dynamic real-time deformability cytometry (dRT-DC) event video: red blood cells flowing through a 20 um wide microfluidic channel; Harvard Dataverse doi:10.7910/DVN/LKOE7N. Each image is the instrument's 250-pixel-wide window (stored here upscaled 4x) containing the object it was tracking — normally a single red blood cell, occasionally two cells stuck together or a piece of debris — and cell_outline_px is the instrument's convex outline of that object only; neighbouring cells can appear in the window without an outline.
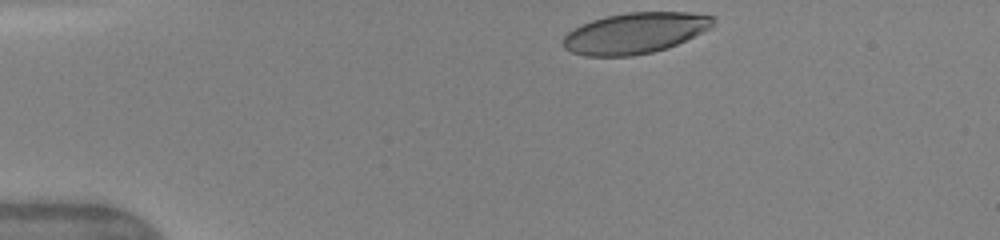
{"species": "human", "species_latin": "Homo sapiens", "temperature_condition": "warm", "stored_images_in_passage": 34, "camera_frame_rate_fps": 3000, "um_per_image_px": 0.085, "donor": {"sex": "female"}, "frame": {"image": 1, "passage_image": 1, "time_ms": 0.0, "image_size_px": [1000, 240], "cell_outline_px": [[716, 20], [712, 28], [668, 48], [652, 52], [632, 56], [584, 56], [572, 52], [564, 48], [564, 36], [568, 32], [580, 24], [592, 20], [608, 16], [628, 12], [688, 12], [716, 16]], "centroid_in_image_um": [54.02, 2.81], "position_along_channel_um": 31.0, "area_um2": 35.89}}
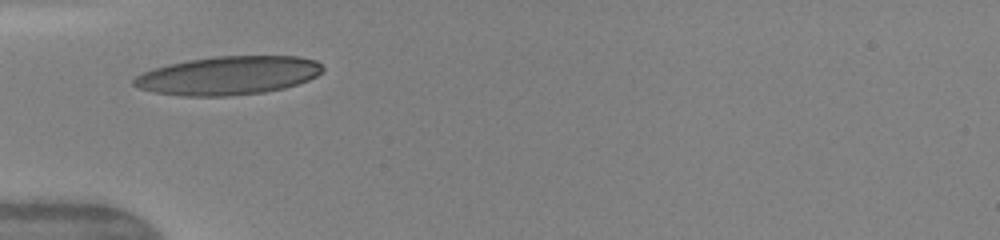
{"frame": {"image": 2, "passage_image": 8, "time_ms": 2.333, "image_size_px": [1000, 240], "cell_outline_px": [[324, 68], [316, 76], [308, 80], [284, 88], [264, 92], [228, 96], [180, 96], [156, 92], [140, 88], [132, 84], [132, 80], [136, 76], [144, 72], [168, 64], [188, 60], [216, 56], [300, 56], [316, 60]], "centroid_in_image_um": [19.42, 6.41], "position_along_channel_um": 65.6, "area_um2": 42.25}}
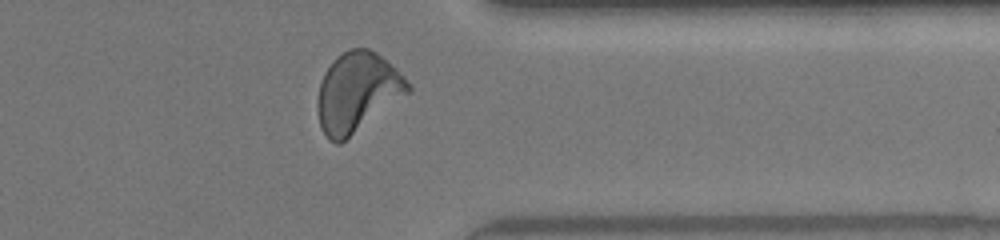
{"frame": {"image": 3, "passage_image": 31, "time_ms": 10.0, "image_size_px": [1000, 240], "cell_outline_px": [[412, 92], [340, 144], [336, 144], [328, 140], [320, 128], [316, 108], [316, 100], [320, 84], [324, 72], [332, 60], [336, 56], [348, 48], [368, 48], [376, 52], [396, 68], [404, 76], [412, 88]], "centroid_in_image_um": [30.36, 7.85], "position_along_channel_um": 381.0, "area_um2": 42.6}, "authors_computed_cell_mechanics": {"area_um2": 39.6219, "velocity_mm_per_s": 4.1866, "shape_relaxation_time_tau1_ms": 4.2089, "shape_relaxation_time_tau2_ms": 0.704, "deformation_change_tau1": 0.2067, "deformation_change_tau2": 0.0859}}